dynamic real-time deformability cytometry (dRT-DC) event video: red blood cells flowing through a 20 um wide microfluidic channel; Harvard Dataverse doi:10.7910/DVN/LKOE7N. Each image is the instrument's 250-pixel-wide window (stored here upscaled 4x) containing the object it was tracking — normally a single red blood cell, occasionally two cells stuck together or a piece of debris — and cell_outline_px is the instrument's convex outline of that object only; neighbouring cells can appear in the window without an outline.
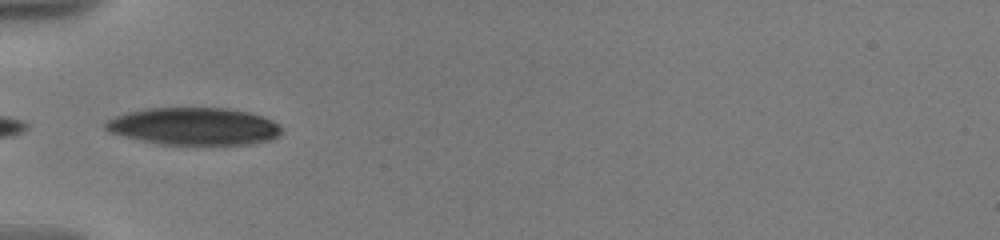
{"species": "human", "species_latin": "Homo sapiens", "temperature_condition": "warm", "stored_images_in_passage": 4, "camera_frame_rate_fps": 3000, "um_per_image_px": 0.085, "donor": {"sex": "male"}, "frame": {"image": 1, "passage_image": 1, "time_ms": 0.0, "image_size_px": [1000, 240], "cell_outline_px": [[284, 132], [280, 136], [268, 140], [248, 144], [160, 144], [124, 136], [108, 132], [104, 128], [104, 124], [112, 116], [128, 112], [148, 108], [228, 108], [248, 112], [264, 116], [280, 124], [284, 128]], "centroid_in_image_um": [16.53, 10.73], "position_along_channel_um": 68.5, "area_um2": 38.55}}
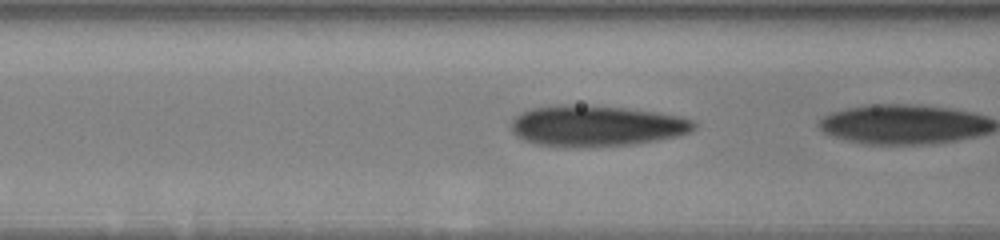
{"frame": {"image": 2, "passage_image": 3, "time_ms": 0.667, "image_size_px": [1000, 240], "cell_outline_px": [[696, 128], [692, 132], [680, 136], [660, 140], [632, 144], [588, 148], [560, 148], [536, 144], [524, 140], [516, 136], [512, 132], [512, 120], [520, 112], [532, 108], [560, 104], [568, 104], [624, 108], [656, 112], [680, 116], [692, 120], [696, 124]], "centroid_in_image_um": [50.68, 10.73], "position_along_channel_um": 115.9, "area_um2": 44.33}}